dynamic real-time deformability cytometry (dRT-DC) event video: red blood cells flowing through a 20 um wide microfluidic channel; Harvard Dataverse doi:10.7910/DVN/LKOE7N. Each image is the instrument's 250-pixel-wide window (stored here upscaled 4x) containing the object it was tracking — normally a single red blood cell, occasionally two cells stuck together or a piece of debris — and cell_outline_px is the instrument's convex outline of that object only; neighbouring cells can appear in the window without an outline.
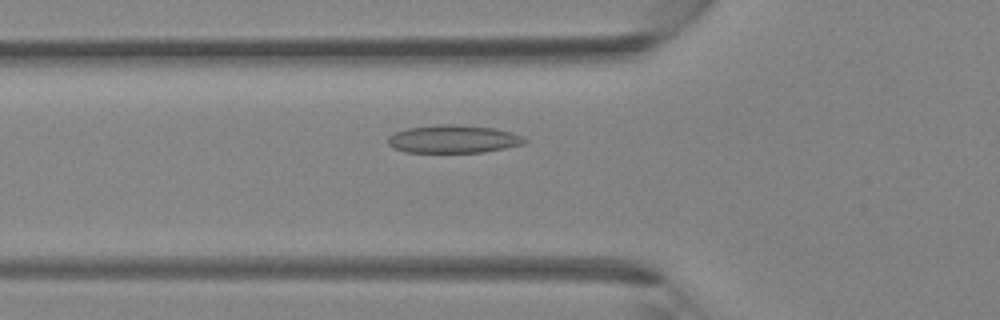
{"species": "Egyptian fruit bat (a non-hibernating species)", "species_latin": "Rousettus aegyptiacus", "temperature_condition": "room temperature", "stored_images_in_passage": 33, "camera_frame_rate_fps": 3000, "um_per_image_px": 0.085, "animal": {"sex": "female"}, "frame": {"image": 1, "passage_image": 7, "time_ms": 2.0, "image_size_px": [1000, 320], "cell_outline_px": [[528, 140], [524, 144], [484, 152], [404, 152], [392, 148], [388, 144], [388, 136], [396, 132], [408, 128], [440, 124], [456, 124], [492, 128], [524, 136]], "centroid_in_image_um": [38.51, 11.82], "position_along_channel_um": 87.3, "area_um2": 22.2}}
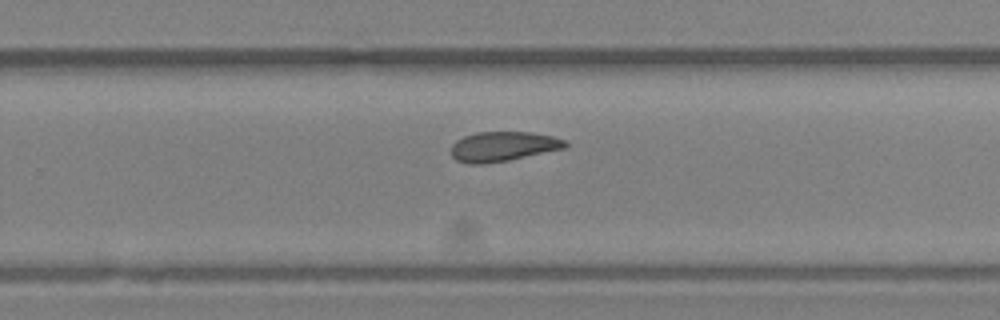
{"frame": {"image": 2, "passage_image": 19, "time_ms": 6.0, "image_size_px": [1000, 320], "cell_outline_px": [[568, 148], [508, 160], [484, 164], [468, 164], [456, 160], [452, 156], [452, 144], [456, 140], [464, 136], [476, 132], [532, 132], [552, 136], [568, 140]], "centroid_in_image_um": [42.8, 12.45], "position_along_channel_um": 287.0, "area_um2": 20.0}}
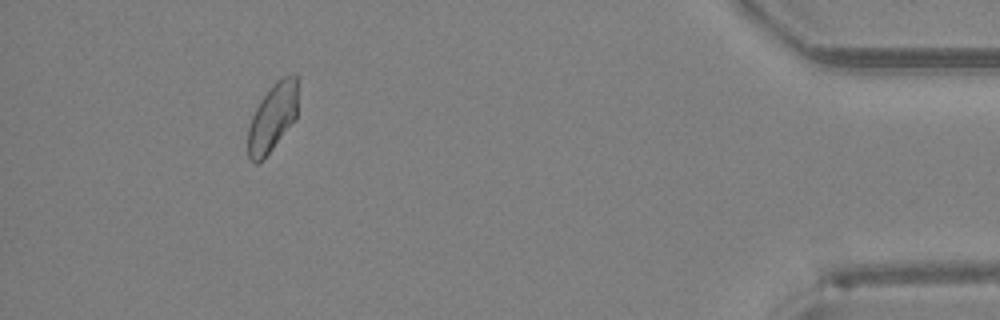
{"frame": {"image": 3, "passage_image": 30, "time_ms": 9.667, "image_size_px": [1000, 320], "cell_outline_px": [[300, 76], [296, 120], [264, 160], [256, 164], [248, 160], [248, 128], [252, 116], [260, 100], [272, 84], [280, 76], [292, 72], [296, 72]], "centroid_in_image_um": [23.23, 9.92], "position_along_channel_um": 412.0, "area_um2": 20.92}}